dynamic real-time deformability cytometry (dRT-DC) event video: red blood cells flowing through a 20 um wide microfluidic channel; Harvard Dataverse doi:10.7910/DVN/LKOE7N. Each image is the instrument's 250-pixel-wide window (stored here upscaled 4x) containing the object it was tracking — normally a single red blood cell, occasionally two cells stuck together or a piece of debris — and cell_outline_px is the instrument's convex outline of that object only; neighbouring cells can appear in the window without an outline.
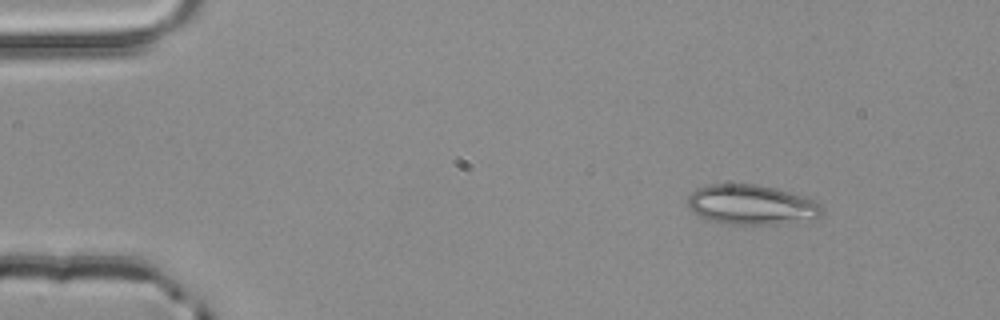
{"species": "common noctule bat (a hibernating species)", "species_latin": "Nyctalus noctula", "temperature_condition": "room temperature", "stored_images_in_passage": 3, "camera_frame_rate_fps": 3000, "um_per_image_px": 0.085, "animal": {"sex": "male", "body_mass_g": 20.4}, "frame": {"image": 1, "passage_image": 1, "time_ms": 0.0, "image_size_px": [1000, 320], "cell_outline_px": [[824, 212], [816, 220], [780, 224], [728, 224], [708, 220], [692, 212], [688, 208], [688, 196], [696, 188], [708, 184], [756, 184], [804, 196], [820, 204], [824, 208]], "centroid_in_image_um": [63.89, 17.42], "position_along_channel_um": 21.1, "area_um2": 31.5}}